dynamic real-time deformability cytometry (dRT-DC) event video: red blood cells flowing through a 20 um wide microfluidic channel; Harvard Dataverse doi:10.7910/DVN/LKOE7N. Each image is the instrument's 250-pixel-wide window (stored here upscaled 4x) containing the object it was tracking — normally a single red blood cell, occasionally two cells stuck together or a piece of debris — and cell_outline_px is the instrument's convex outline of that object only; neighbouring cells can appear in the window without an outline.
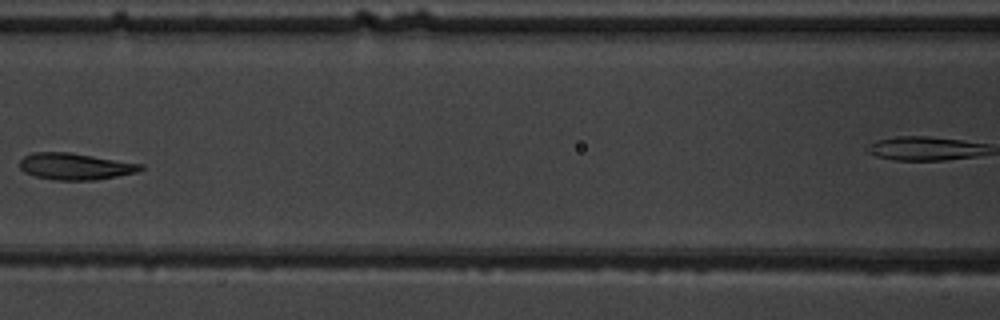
{"species": "common noctule bat (a hibernating species)", "species_latin": "Nyctalus noctula", "temperature_condition": "warm", "stored_images_in_passage": 7, "segment_of_instrument_passage": [1, 2], "camera_frame_rate_fps": 3000, "um_per_image_px": 0.085, "animal": {"sex": "male", "body_mass_g": 19.5, "forearm_length_mm": 54.6}, "frame": {"image": 1, "passage_image": 4, "time_ms": 3.667, "image_size_px": [1000, 320], "cell_outline_px": [[144, 168], [136, 172], [116, 176], [92, 180], [52, 180], [36, 176], [24, 172], [20, 168], [20, 160], [24, 156], [32, 152], [68, 152], [144, 164]], "centroid_in_image_um": [6.37, 14.14], "position_along_channel_um": 160.2, "area_um2": 18.67}}
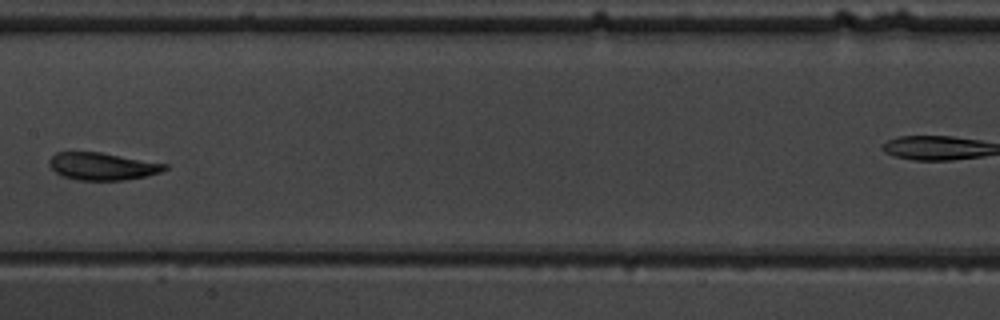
{"frame": {"image": 2, "passage_image": 5, "time_ms": 4.667, "image_size_px": [1000, 320], "cell_outline_px": [[168, 168], [160, 172], [144, 176], [124, 180], [80, 180], [60, 176], [48, 164], [48, 160], [56, 152], [100, 152], [168, 164]], "centroid_in_image_um": [8.68, 14.13], "position_along_channel_um": 198.7, "area_um2": 18.38}}
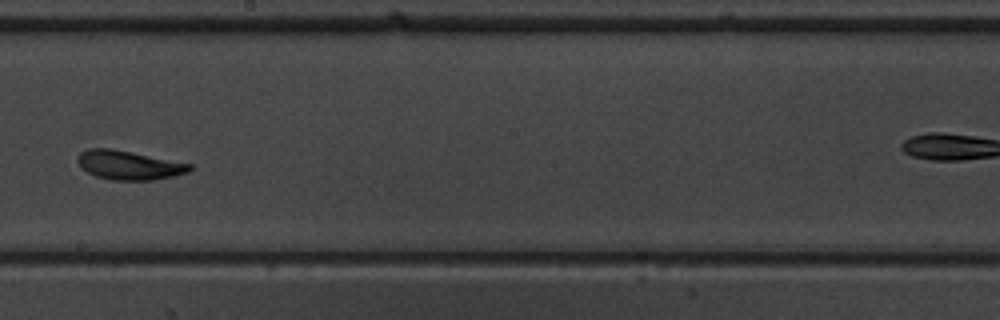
{"frame": {"image": 3, "passage_image": 6, "time_ms": 5.667, "image_size_px": [1000, 320], "cell_outline_px": [[192, 168], [188, 172], [172, 176], [152, 180], [112, 180], [96, 176], [80, 168], [76, 160], [80, 152], [88, 148], [112, 148], [192, 164]], "centroid_in_image_um": [10.91, 14.03], "position_along_channel_um": 237.3, "area_um2": 18.96}}